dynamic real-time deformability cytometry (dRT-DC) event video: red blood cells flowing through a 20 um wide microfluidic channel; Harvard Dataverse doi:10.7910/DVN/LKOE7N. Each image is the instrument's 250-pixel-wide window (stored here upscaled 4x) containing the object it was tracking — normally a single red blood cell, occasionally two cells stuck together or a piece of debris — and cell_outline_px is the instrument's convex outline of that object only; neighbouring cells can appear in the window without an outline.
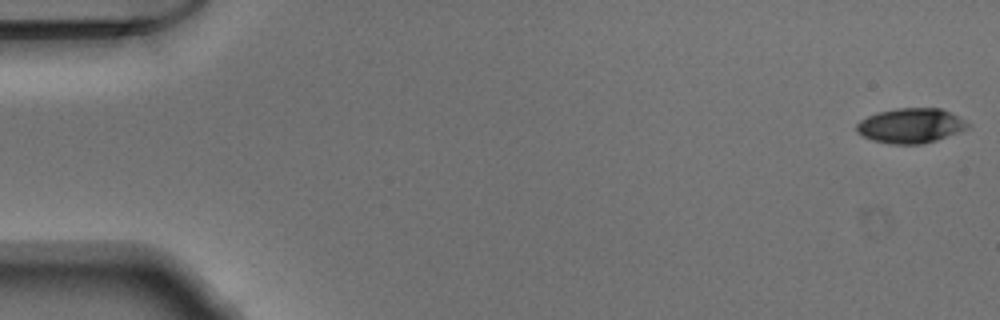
{"species": "Egyptian fruit bat (a non-hibernating species)", "species_latin": "Rousettus aegyptiacus", "temperature_condition": "warm", "stored_images_in_passage": 51, "camera_frame_rate_fps": 3000, "um_per_image_px": 0.085, "animal": {"sex": "male"}, "frame": {"image": 1, "passage_image": 1, "time_ms": 0.0, "image_size_px": [1000, 320], "cell_outline_px": [[972, 124], [968, 128], [936, 140], [920, 144], [888, 144], [872, 140], [856, 132], [856, 124], [860, 120], [876, 112], [896, 108], [940, 108]], "centroid_in_image_um": [77.37, 10.68], "position_along_channel_um": 7.6, "area_um2": 22.48}}
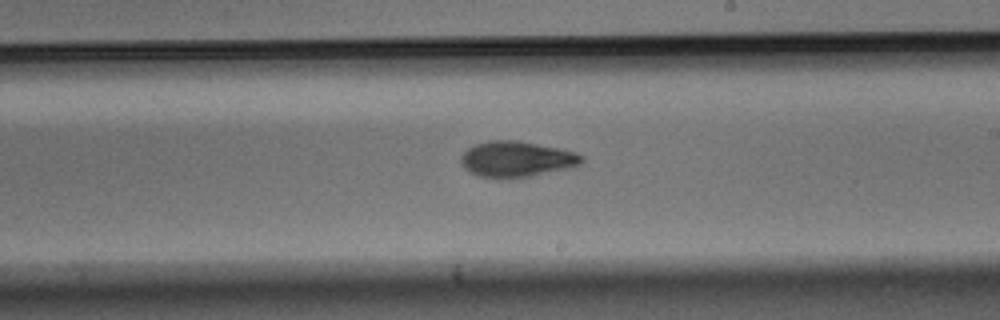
{"frame": {"image": 2, "passage_image": 30, "time_ms": 9.667, "image_size_px": [1000, 320], "cell_outline_px": [[584, 160], [580, 164], [568, 168], [528, 176], [496, 180], [480, 176], [468, 172], [460, 164], [460, 156], [468, 148], [476, 144], [488, 140], [516, 140], [560, 148], [576, 152], [584, 156]], "centroid_in_image_um": [43.86, 13.53], "position_along_channel_um": 245.1, "area_um2": 25.43}}
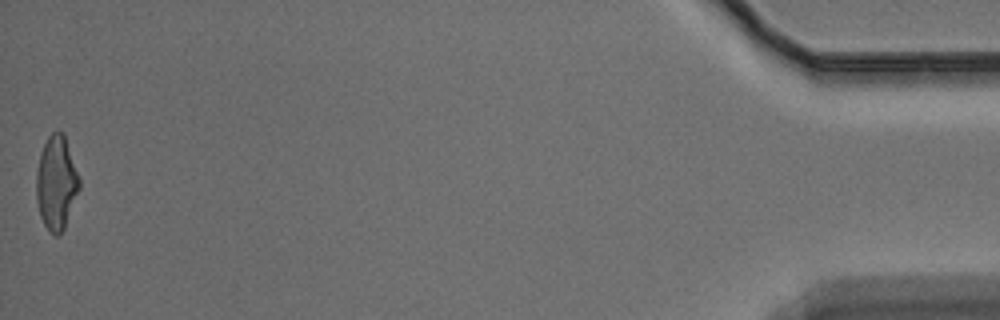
{"frame": {"image": 3, "passage_image": 51, "time_ms": 16.667, "image_size_px": [1000, 320], "cell_outline_px": [[80, 188], [64, 228], [56, 236], [48, 232], [40, 216], [36, 200], [36, 172], [40, 152], [48, 136], [52, 132], [64, 132], [80, 180]], "centroid_in_image_um": [4.78, 15.54], "position_along_channel_um": 430.4, "area_um2": 23.58}}